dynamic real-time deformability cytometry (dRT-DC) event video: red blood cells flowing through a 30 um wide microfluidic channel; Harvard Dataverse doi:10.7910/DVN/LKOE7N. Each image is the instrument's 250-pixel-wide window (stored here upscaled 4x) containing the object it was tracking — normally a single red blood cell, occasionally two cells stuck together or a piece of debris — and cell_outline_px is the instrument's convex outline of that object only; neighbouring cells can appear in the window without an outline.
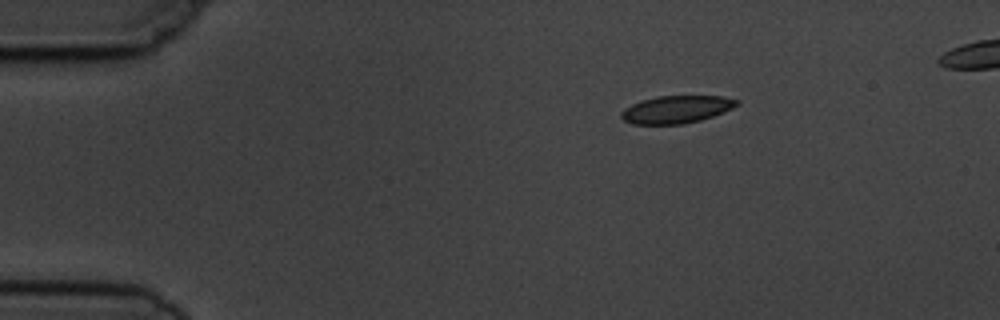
{"species": "common noctule bat (a hibernating species)", "species_latin": "Nyctalus noctula", "temperature_condition": "cold", "stored_images_in_passage": 4, "camera_frame_rate_fps": 3000, "um_per_image_px": 0.085, "animal": {"sex": "male", "body_mass_g": 19.5, "forearm_length_mm": 54.6}, "frame": {"image": 1, "passage_image": 1, "time_ms": 0.0, "image_size_px": [1000, 320], "cell_outline_px": [[740, 104], [732, 108], [712, 116], [700, 120], [684, 124], [632, 124], [624, 120], [620, 116], [620, 112], [624, 108], [632, 104], [656, 96], [724, 96], [740, 100]], "centroid_in_image_um": [57.5, 9.3], "position_along_channel_um": 27.5, "area_um2": 18.55}}